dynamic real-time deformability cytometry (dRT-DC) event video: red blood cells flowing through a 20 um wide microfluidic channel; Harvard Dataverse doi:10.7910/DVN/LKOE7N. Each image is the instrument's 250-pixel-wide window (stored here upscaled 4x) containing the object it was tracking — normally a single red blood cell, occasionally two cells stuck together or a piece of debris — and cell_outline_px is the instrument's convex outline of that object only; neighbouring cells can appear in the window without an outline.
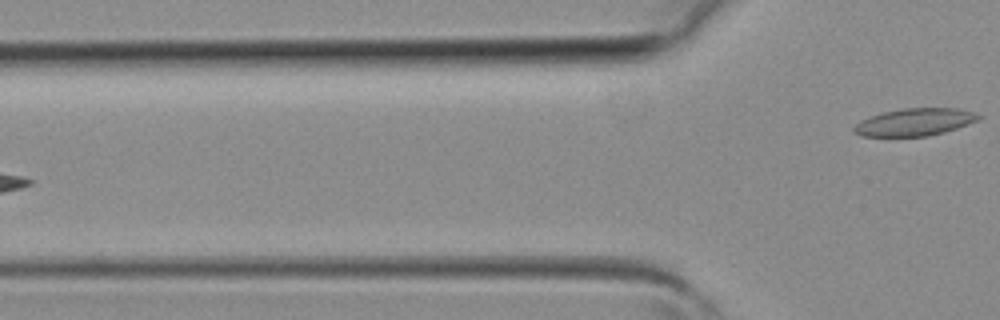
{"species": "common noctule bat (a hibernating species)", "species_latin": "Nyctalus noctula", "temperature_condition": "room temperature", "stored_images_in_passage": 3, "camera_frame_rate_fps": 3000, "um_per_image_px": 0.085, "animal": {"sex": "female", "body_mass_g": 19.3, "forearm_length_mm": 54.1}, "frame": {"image": 1, "passage_image": 3, "time_ms": 0.667, "image_size_px": [1000, 320], "cell_outline_px": [[984, 116], [968, 124], [944, 132], [928, 136], [860, 136], [852, 132], [852, 128], [860, 120], [884, 112], [904, 108], [956, 108], [972, 112]], "centroid_in_image_um": [77.72, 10.38], "position_along_channel_um": 48.1, "area_um2": 19.77}}